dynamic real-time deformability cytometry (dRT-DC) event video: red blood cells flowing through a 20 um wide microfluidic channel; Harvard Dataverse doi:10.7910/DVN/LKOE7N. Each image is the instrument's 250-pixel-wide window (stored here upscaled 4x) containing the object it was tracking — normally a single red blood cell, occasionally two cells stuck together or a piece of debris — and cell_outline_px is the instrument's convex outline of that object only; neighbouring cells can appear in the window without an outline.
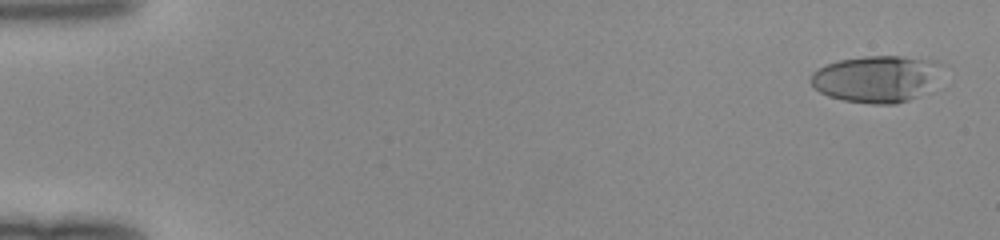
{"species": "human", "species_latin": "Homo sapiens", "temperature_condition": "room temperature", "stored_images_in_passage": 49, "camera_frame_rate_fps": 3000, "um_per_image_px": 0.085, "donor": {"sex": "female"}, "frame": {"image": 1, "passage_image": 1, "time_ms": 0.0, "image_size_px": [1000, 240], "cell_outline_px": [[948, 64], [920, 96], [896, 104], [872, 104], [844, 100], [828, 96], [820, 92], [808, 80], [812, 72], [816, 68], [840, 60], [864, 56], [900, 56], [936, 60]], "centroid_in_image_um": [74.52, 6.68], "position_along_channel_um": 10.5, "area_um2": 36.01}}
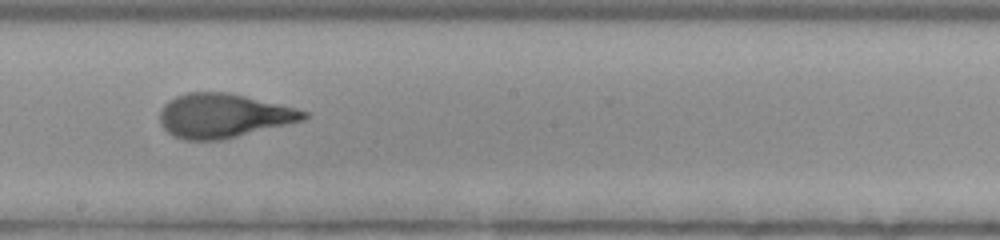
{"frame": {"image": 2, "passage_image": 28, "time_ms": 9.0, "image_size_px": [1000, 240], "cell_outline_px": [[312, 116], [304, 120], [220, 140], [184, 140], [172, 136], [160, 124], [160, 112], [164, 104], [168, 100], [176, 96], [188, 92], [228, 92], [296, 108], [308, 112]], "centroid_in_image_um": [18.97, 9.83], "position_along_channel_um": 229.2, "area_um2": 36.93}}
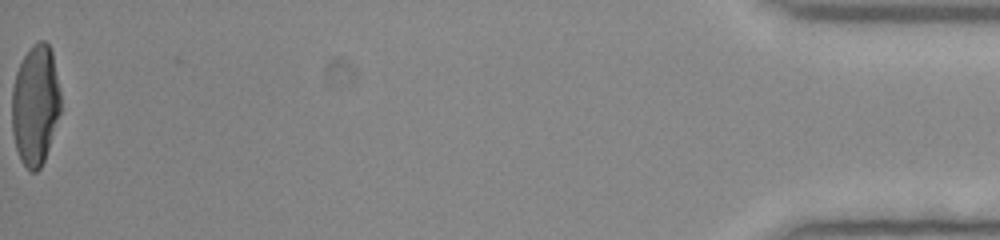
{"frame": {"image": 3, "passage_image": 49, "time_ms": 16.0, "image_size_px": [1000, 240], "cell_outline_px": [[60, 112], [44, 160], [40, 168], [36, 172], [28, 172], [20, 160], [16, 148], [12, 132], [12, 88], [16, 72], [28, 48], [32, 44], [40, 40], [44, 40], [48, 44], [52, 52], [60, 92]], "centroid_in_image_um": [2.98, 8.93], "position_along_channel_um": 432.2, "area_um2": 34.22}}